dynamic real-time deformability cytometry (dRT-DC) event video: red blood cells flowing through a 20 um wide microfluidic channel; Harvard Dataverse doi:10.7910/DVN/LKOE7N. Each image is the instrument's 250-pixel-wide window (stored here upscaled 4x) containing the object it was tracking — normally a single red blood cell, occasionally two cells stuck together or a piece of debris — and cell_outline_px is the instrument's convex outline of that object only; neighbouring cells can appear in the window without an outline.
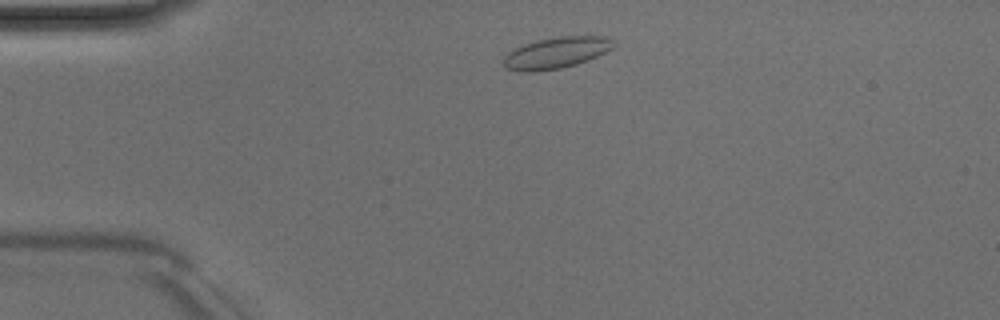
{"species": "Egyptian fruit bat (a non-hibernating species)", "species_latin": "Rousettus aegyptiacus", "temperature_condition": "room temperature", "stored_images_in_passage": 43, "camera_frame_rate_fps": 3000, "um_per_image_px": 0.085, "animal": {"sex": "male"}, "frame": {"image": 1, "passage_image": 4, "time_ms": 1.0, "image_size_px": [1000, 320], "cell_outline_px": [[616, 44], [612, 48], [588, 60], [576, 64], [560, 68], [532, 72], [520, 72], [504, 68], [504, 56], [508, 52], [524, 44], [536, 40], [560, 36], [604, 36], [616, 40]], "centroid_in_image_um": [47.28, 4.48], "position_along_channel_um": 37.7, "area_um2": 20.11}}
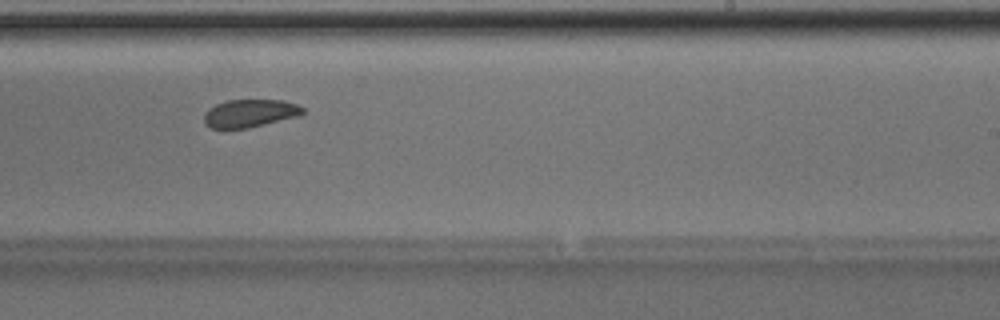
{"frame": {"image": 2, "passage_image": 24, "time_ms": 7.667, "image_size_px": [1000, 320], "cell_outline_px": [[304, 112], [300, 116], [248, 128], [212, 128], [204, 124], [204, 116], [208, 108], [216, 104], [228, 100], [284, 100], [296, 104], [304, 108]], "centroid_in_image_um": [21.25, 9.63], "position_along_channel_um": 267.7, "area_um2": 16.07}}
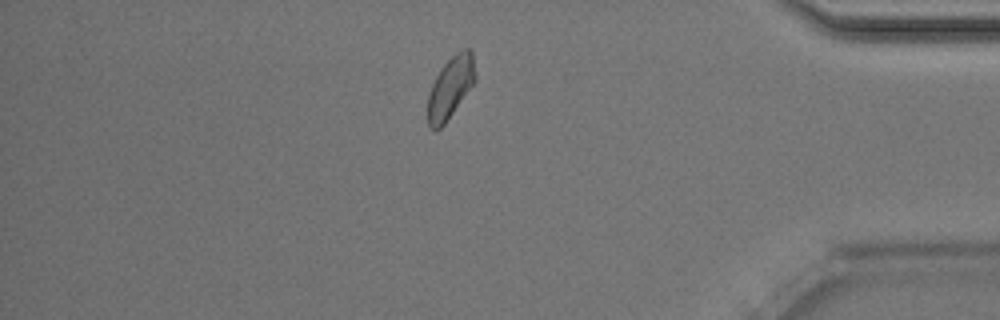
{"frame": {"image": 3, "passage_image": 36, "time_ms": 11.667, "image_size_px": [1000, 320], "cell_outline_px": [[476, 80], [444, 124], [440, 128], [428, 128], [428, 92], [440, 68], [456, 52], [464, 48], [472, 48], [476, 76]], "centroid_in_image_um": [38.3, 7.39], "position_along_channel_um": 396.9, "area_um2": 16.99}, "authors_computed_cell_mechanics": {"area_um2": 17.1088, "velocity_mm_per_s": 3.9905, "shape_relaxation_time_tau1_ms": 2.4559, "shape_relaxation_time_tau2_ms": 1.2379, "deformation_change_tau1": 0.0727, "deformation_change_tau2": 0.0474}}